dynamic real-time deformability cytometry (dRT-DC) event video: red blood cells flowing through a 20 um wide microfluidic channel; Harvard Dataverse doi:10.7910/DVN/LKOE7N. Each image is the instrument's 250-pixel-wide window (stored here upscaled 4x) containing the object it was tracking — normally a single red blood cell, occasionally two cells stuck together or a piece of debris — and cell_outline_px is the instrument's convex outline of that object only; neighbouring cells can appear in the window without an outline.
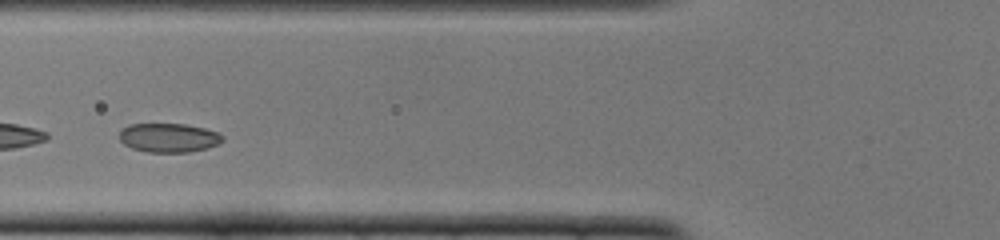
{"species": "common noctule bat (a hibernating species)", "species_latin": "Nyctalus noctula", "temperature_condition": "cold", "stored_images_in_passage": 41, "camera_frame_rate_fps": 3000, "um_per_image_px": 0.085, "animal": {"sex": "female", "body_mass_g": 22.0, "forearm_length_mm": 56.7}, "frame": {"image": 1, "passage_image": 10, "time_ms": 3.0, "image_size_px": [1000, 240], "cell_outline_px": [[224, 140], [220, 144], [208, 148], [188, 152], [148, 152], [132, 148], [124, 144], [120, 140], [120, 128], [128, 124], [184, 124], [204, 128], [220, 132], [224, 136]], "centroid_in_image_um": [14.37, 11.7], "position_along_channel_um": 111.4, "area_um2": 17.69}}
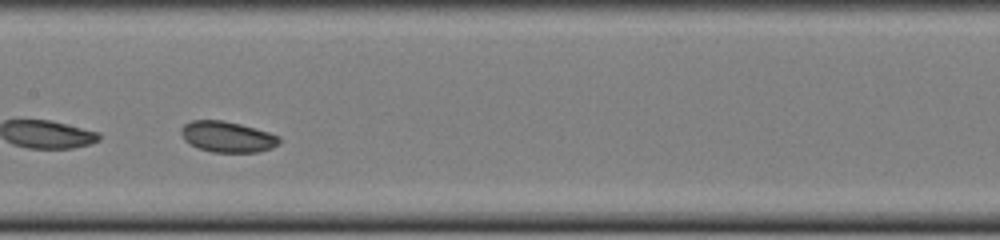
{"frame": {"image": 2, "passage_image": 16, "time_ms": 5.0, "image_size_px": [1000, 240], "cell_outline_px": [[280, 144], [272, 148], [256, 152], [212, 152], [196, 148], [184, 140], [180, 132], [180, 128], [184, 124], [192, 120], [224, 120], [240, 124], [268, 132], [280, 136]], "centroid_in_image_um": [19.3, 11.63], "position_along_channel_um": 188.1, "area_um2": 17.8}}
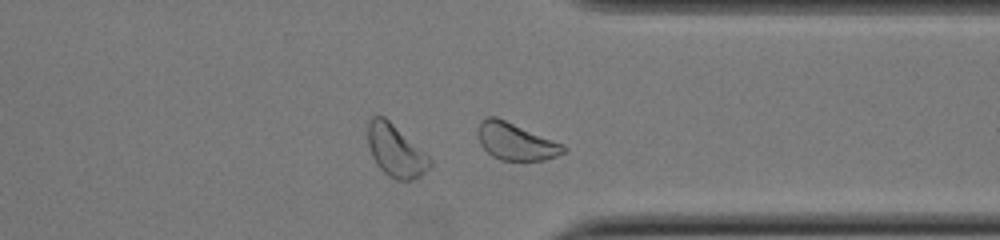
{"frame": {"image": 3, "passage_image": 30, "time_ms": 9.667, "image_size_px": [1000, 240], "cell_outline_px": [[568, 148], [564, 152], [556, 156], [544, 160], [500, 160], [492, 156], [480, 144], [476, 132], [480, 120], [488, 116], [496, 116], [564, 144]], "centroid_in_image_um": [43.82, 12.01], "position_along_channel_um": 367.6, "area_um2": 18.67}, "authors_computed_cell_mechanics": {"area_um2": 18.1492, "velocity_mm_per_s": 3.8462, "shape_relaxation_time_tau1_ms": 1.7967, "shape_relaxation_time_tau2_ms": null, "deformation_change_tau1": 0.0388, "deformation_change_tau2": null}}